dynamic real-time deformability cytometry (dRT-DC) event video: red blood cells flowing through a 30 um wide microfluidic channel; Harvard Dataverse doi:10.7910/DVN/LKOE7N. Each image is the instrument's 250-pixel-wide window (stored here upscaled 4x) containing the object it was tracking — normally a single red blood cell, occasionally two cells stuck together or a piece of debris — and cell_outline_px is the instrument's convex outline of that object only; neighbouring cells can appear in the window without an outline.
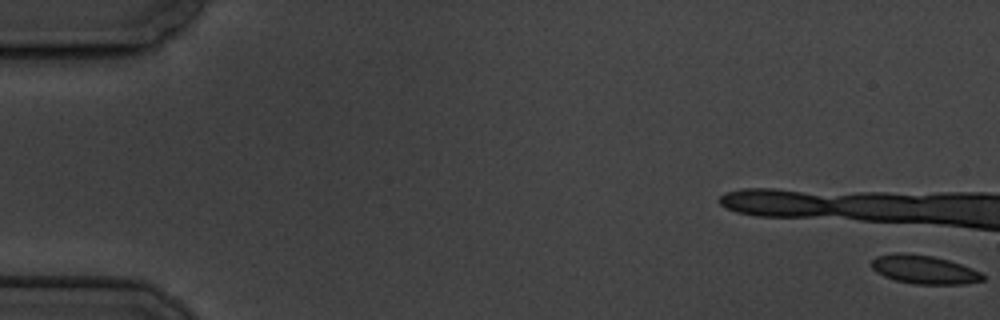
{"species": "common noctule bat (a hibernating species)", "species_latin": "Nyctalus noctula", "temperature_condition": "cold", "stored_images_in_passage": 4, "camera_frame_rate_fps": 3000, "um_per_image_px": 0.085, "animal": {"sex": "male", "body_mass_g": 19.5, "forearm_length_mm": 54.6}, "frame": {"image": 1, "passage_image": 1, "time_ms": 0.0, "image_size_px": [1000, 320], "cell_outline_px": [[984, 280], [964, 284], [916, 284], [896, 280], [884, 276], [876, 272], [872, 268], [872, 260], [876, 256], [892, 252], [904, 252], [932, 256], [948, 260], [972, 268], [980, 272], [984, 276]], "centroid_in_image_um": [78.53, 22.9], "position_along_channel_um": 6.5, "area_um2": 18.55}}